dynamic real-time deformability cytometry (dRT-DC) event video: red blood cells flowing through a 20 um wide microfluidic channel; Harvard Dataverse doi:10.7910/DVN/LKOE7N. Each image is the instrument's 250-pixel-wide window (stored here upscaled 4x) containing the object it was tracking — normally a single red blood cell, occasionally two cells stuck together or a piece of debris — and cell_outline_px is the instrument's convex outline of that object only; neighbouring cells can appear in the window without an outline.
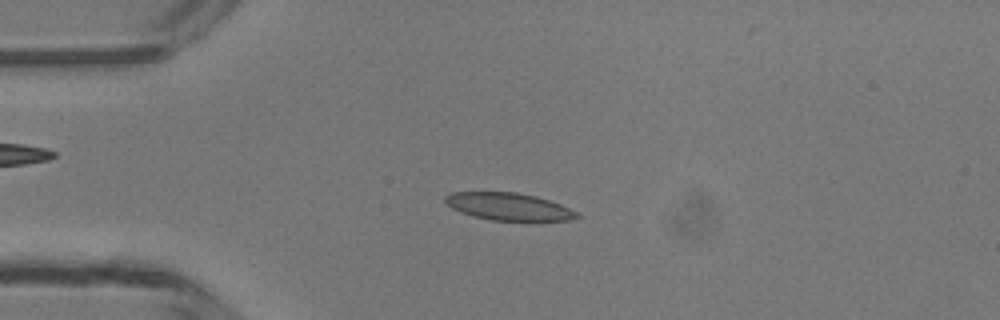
{"species": "common noctule bat (a hibernating species)", "species_latin": "Nyctalus noctula", "temperature_condition": "room temperature", "stored_images_in_passage": 39, "camera_frame_rate_fps": 3000, "um_per_image_px": 0.085, "animal": {"sex": "male", "body_mass_g": 13.3}, "frame": {"image": 1, "passage_image": 2, "time_ms": 0.333, "image_size_px": [1000, 320], "cell_outline_px": [[580, 216], [568, 220], [492, 220], [472, 216], [460, 212], [452, 208], [444, 200], [444, 196], [452, 192], [516, 192], [536, 196], [560, 204], [576, 212]], "centroid_in_image_um": [43.18, 17.55], "position_along_channel_um": 41.8, "area_um2": 20.75}}
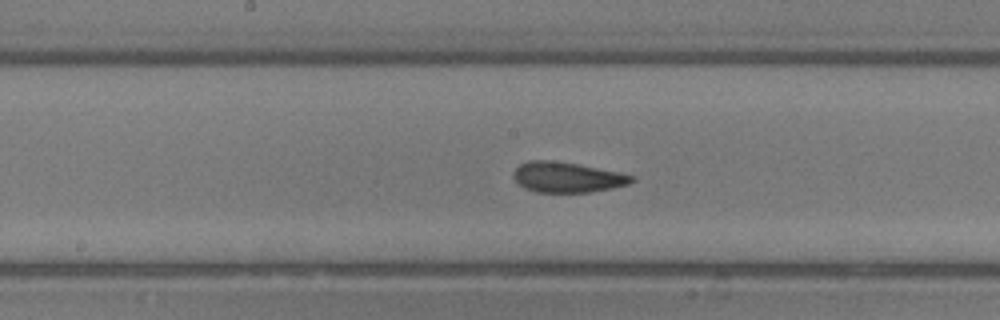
{"frame": {"image": 2, "passage_image": 15, "time_ms": 4.667, "image_size_px": [1000, 320], "cell_outline_px": [[636, 180], [628, 184], [612, 188], [588, 192], [536, 192], [524, 188], [512, 176], [512, 172], [520, 164], [528, 160], [548, 160], [576, 164], [620, 172], [636, 176]], "centroid_in_image_um": [48.21, 15.06], "position_along_channel_um": 200.0, "area_um2": 20.87}}
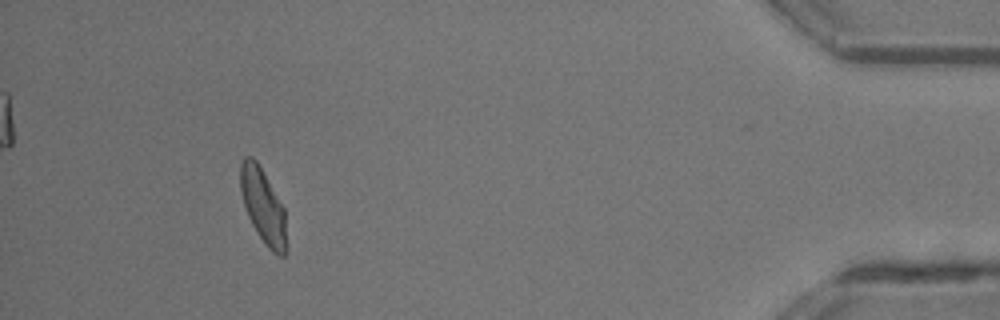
{"frame": {"image": 3, "passage_image": 35, "time_ms": 11.333, "image_size_px": [1000, 320], "cell_outline_px": [[288, 252], [284, 256], [280, 256], [272, 252], [268, 248], [252, 224], [248, 216], [240, 192], [240, 164], [244, 156], [252, 156], [256, 160], [284, 208], [288, 248]], "centroid_in_image_um": [22.38, 17.55], "position_along_channel_um": 412.8, "area_um2": 20.06}, "authors_computed_cell_mechanics": {"area_um2": 20.4034, "velocity_mm_per_s": 4.2002, "shape_relaxation_time_tau1_ms": 3.8446, "shape_relaxation_time_tau2_ms": 1.2404, "deformation_change_tau1": 0.1527, "deformation_change_tau2": 0.09}}